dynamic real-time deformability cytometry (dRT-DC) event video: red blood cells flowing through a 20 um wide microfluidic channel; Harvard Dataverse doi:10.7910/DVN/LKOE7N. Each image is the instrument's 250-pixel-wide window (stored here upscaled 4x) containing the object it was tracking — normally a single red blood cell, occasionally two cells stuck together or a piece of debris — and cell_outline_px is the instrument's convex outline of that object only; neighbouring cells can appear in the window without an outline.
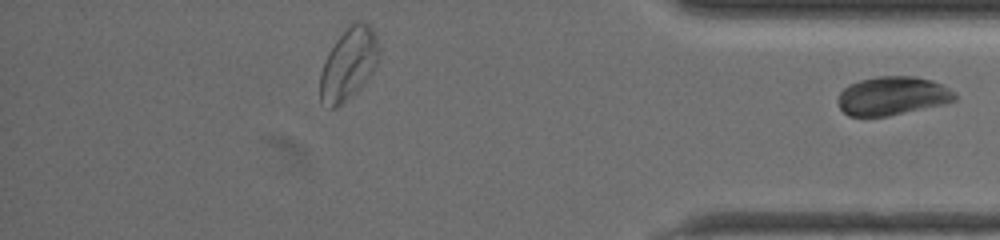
{"species": "common noctule bat (a hibernating species)", "species_latin": "Nyctalus noctula", "temperature_condition": "warm", "stored_images_in_passage": 40, "segment_of_instrument_passage": [2, 2], "camera_frame_rate_fps": 3000, "um_per_image_px": 0.085, "animal": {"sex": "female", "body_mass_g": 19.5, "forearm_length_mm": 54.1}, "frame": {"image": 1, "passage_image": 40, "time_ms": 13.0, "image_size_px": [1000, 240], "cell_outline_px": [[956, 100], [944, 104], [888, 116], [848, 116], [840, 108], [836, 100], [840, 92], [844, 88], [860, 80], [876, 76], [916, 76], [932, 80], [956, 92]], "centroid_in_image_um": [75.86, 8.15], "position_along_channel_um": 359.3, "area_um2": 26.36}}